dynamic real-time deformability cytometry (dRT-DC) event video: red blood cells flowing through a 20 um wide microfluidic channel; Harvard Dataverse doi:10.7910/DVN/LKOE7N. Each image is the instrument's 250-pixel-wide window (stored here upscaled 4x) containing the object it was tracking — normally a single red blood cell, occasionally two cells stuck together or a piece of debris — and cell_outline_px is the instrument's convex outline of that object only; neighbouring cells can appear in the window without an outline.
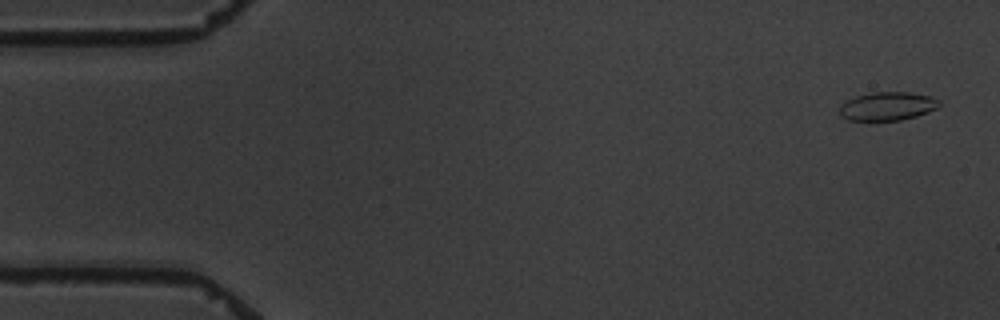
{"species": "common noctule bat (a hibernating species)", "species_latin": "Nyctalus noctula", "temperature_condition": "warm", "stored_images_in_passage": 3, "camera_frame_rate_fps": 3000, "um_per_image_px": 0.085, "animal": {"sex": "male", "body_mass_g": 19.5, "forearm_length_mm": 54.6}, "frame": {"image": 1, "passage_image": 1, "time_ms": 0.0, "image_size_px": [1000, 320], "cell_outline_px": [[940, 104], [936, 108], [928, 112], [916, 116], [900, 120], [848, 120], [840, 116], [840, 104], [856, 96], [872, 92], [908, 92], [928, 96], [940, 100]], "centroid_in_image_um": [75.41, 9.03], "position_along_channel_um": 9.6, "area_um2": 16.42}}